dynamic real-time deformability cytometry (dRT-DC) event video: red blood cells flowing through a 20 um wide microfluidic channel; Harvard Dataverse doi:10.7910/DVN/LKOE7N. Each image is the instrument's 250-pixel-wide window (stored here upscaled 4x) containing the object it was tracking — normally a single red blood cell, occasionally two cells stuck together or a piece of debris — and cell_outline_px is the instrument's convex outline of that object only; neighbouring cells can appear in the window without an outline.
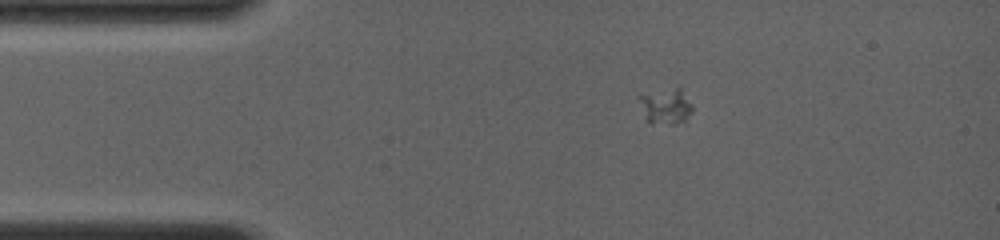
{"species": "common noctule bat (a hibernating species)", "species_latin": "Nyctalus noctula", "temperature_condition": "room temperature", "stored_images_in_passage": 74, "camera_frame_rate_fps": 4000, "um_per_image_px": 0.085, "animal": {"sex": "female", "body_mass_g": 19.0, "forearm_length_mm": 56.7}, "frame": {"image": 1, "passage_image": 11, "time_ms": 2.25, "image_size_px": [1000, 240], "cell_outline_px": [[692, 112], [684, 120], [676, 124], [648, 124], [636, 96], [640, 92], [676, 88], [680, 88], [692, 104]], "centroid_in_image_um": [56.51, 9.02], "position_along_channel_um": 28.5, "area_um2": 11.39}}
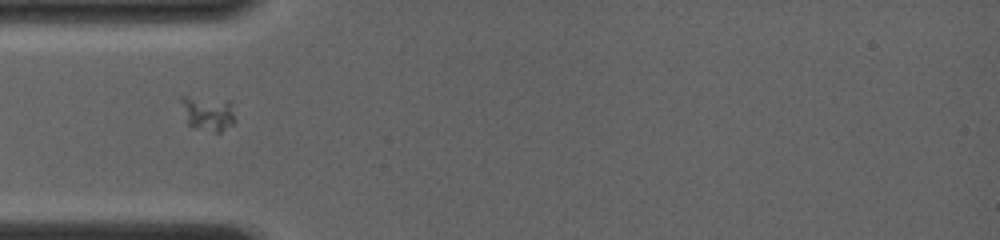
{"frame": {"image": 2, "passage_image": 21, "time_ms": 4.5, "image_size_px": [1000, 240], "cell_outline_px": [[236, 120], [232, 124], [220, 132], [216, 132], [192, 128], [188, 124], [180, 100], [180, 96], [184, 96], [232, 100]], "centroid_in_image_um": [17.71, 9.62], "position_along_channel_um": 67.3, "area_um2": 11.16}}